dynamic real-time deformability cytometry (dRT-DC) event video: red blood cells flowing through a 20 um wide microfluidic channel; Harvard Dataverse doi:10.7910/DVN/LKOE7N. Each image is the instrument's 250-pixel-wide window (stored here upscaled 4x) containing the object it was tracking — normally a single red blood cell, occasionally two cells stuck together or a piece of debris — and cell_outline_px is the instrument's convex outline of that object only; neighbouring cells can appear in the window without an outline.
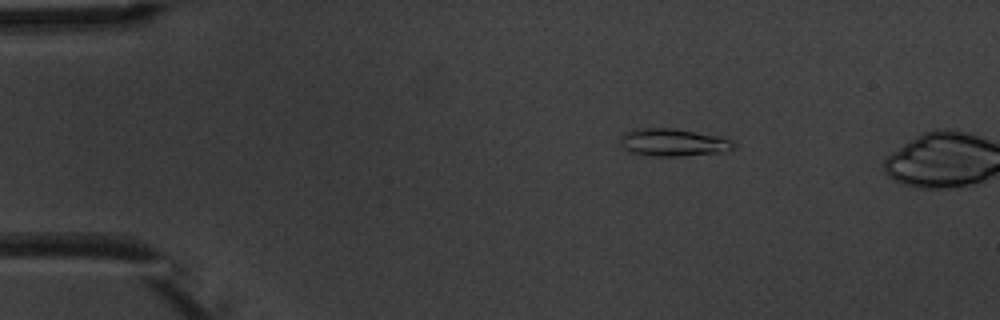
{"species": "common noctule bat (a hibernating species)", "species_latin": "Nyctalus noctula", "temperature_condition": "warm", "stored_images_in_passage": 4, "camera_frame_rate_fps": 3000, "um_per_image_px": 0.085, "animal": {"sex": "male", "body_mass_g": 20.1, "forearm_length_mm": 53.5}, "frame": {"image": 1, "passage_image": 3, "time_ms": 3.0, "image_size_px": [1000, 320], "cell_outline_px": [[736, 144], [732, 148], [724, 152], [680, 156], [652, 156], [628, 152], [620, 144], [620, 136], [624, 132], [636, 128], [672, 128], [716, 136], [732, 140]], "centroid_in_image_um": [57.16, 12.11], "position_along_channel_um": 27.8, "area_um2": 18.21}}